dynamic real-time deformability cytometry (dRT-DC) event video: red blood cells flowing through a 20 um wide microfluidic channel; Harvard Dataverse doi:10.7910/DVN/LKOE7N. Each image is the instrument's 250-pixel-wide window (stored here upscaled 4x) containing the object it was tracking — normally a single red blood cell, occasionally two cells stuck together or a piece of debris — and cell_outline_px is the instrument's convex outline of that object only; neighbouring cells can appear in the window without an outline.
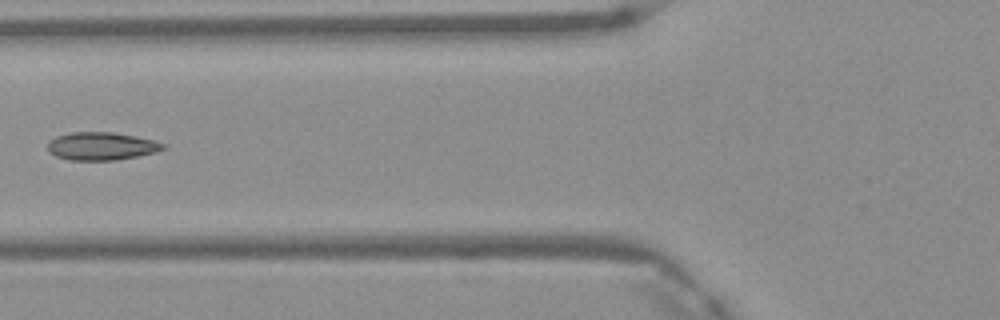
{"species": "Egyptian fruit bat (a non-hibernating species)", "species_latin": "Rousettus aegyptiacus", "temperature_condition": "warm", "stored_images_in_passage": 3, "camera_frame_rate_fps": 3000, "um_per_image_px": 0.085, "frame": {"image": 1, "passage_image": 2, "time_ms": 0.333, "image_size_px": [1000, 320], "cell_outline_px": [[168, 148], [156, 152], [116, 160], [68, 160], [56, 156], [48, 152], [48, 144], [56, 136], [72, 132], [112, 132], [136, 136], [168, 144]], "centroid_in_image_um": [8.66, 12.42], "position_along_channel_um": 117.1, "area_um2": 18.84}}
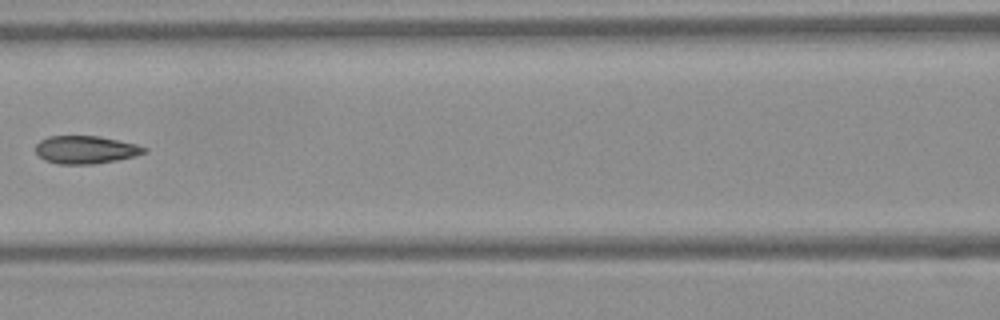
{"frame": {"image": 2, "passage_image": 3, "time_ms": 0.667, "image_size_px": [1000, 320], "cell_outline_px": [[148, 152], [116, 160], [92, 164], [56, 164], [44, 160], [36, 152], [36, 144], [40, 140], [48, 136], [100, 136], [136, 144], [148, 148]], "centroid_in_image_um": [7.27, 12.72], "position_along_channel_um": 159.3, "area_um2": 17.63}}